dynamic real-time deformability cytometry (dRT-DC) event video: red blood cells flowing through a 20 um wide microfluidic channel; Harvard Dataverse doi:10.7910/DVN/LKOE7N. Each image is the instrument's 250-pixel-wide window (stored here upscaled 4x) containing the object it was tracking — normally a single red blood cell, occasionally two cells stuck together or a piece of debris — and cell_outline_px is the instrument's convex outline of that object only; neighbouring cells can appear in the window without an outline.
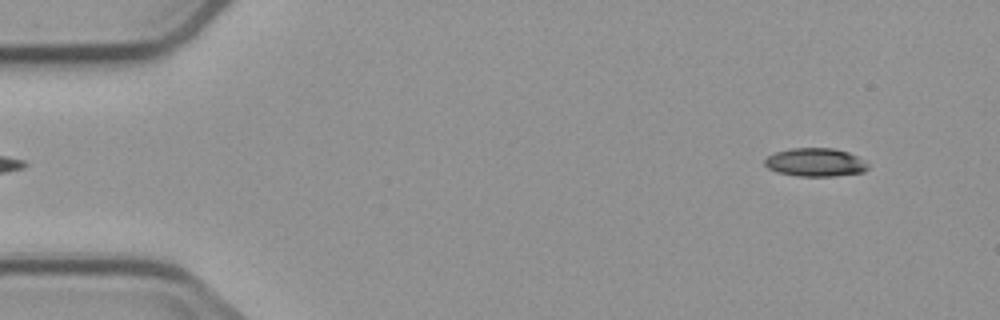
{"species": "common noctule bat (a hibernating species)", "species_latin": "Nyctalus noctula", "temperature_condition": "cold", "stored_images_in_passage": 3, "camera_frame_rate_fps": 3000, "um_per_image_px": 0.085, "animal": {"sex": "male", "body_mass_g": 23.1, "forearm_length_mm": 52.7}, "frame": {"image": 1, "passage_image": 3, "time_ms": 2.333, "image_size_px": [1000, 320], "cell_outline_px": [[868, 168], [864, 172], [832, 176], [796, 176], [776, 172], [768, 168], [764, 164], [764, 160], [768, 156], [776, 152], [792, 148], [832, 148], [848, 152], [864, 160], [868, 164]], "centroid_in_image_um": [69.29, 13.8], "position_along_channel_um": 15.7, "area_um2": 17.05}}